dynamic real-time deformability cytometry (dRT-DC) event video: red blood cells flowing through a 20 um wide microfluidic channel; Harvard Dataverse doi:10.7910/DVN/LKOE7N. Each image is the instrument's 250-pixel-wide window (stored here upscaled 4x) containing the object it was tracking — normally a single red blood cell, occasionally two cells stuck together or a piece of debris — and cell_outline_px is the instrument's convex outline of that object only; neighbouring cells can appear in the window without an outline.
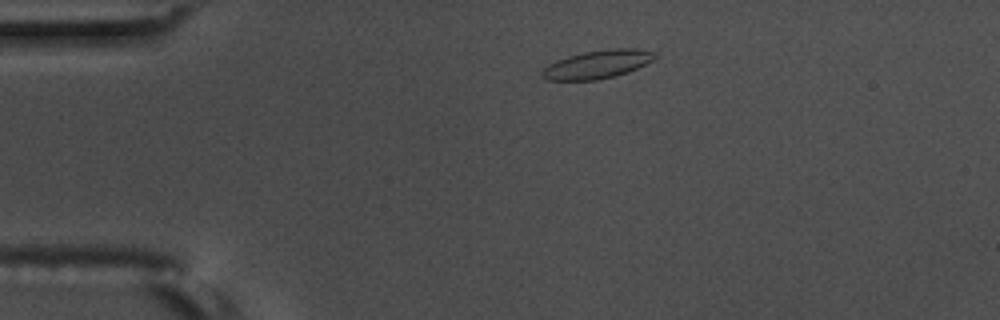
{"species": "common noctule bat (a hibernating species)", "species_latin": "Nyctalus noctula", "temperature_condition": "warm", "stored_images_in_passage": 47, "camera_frame_rate_fps": 3000, "um_per_image_px": 0.085, "animal": {"sex": "male", "body_mass_g": 17.5, "forearm_length_mm": 52.3}, "frame": {"image": 1, "passage_image": 1, "time_ms": 0.0, "image_size_px": [1000, 320], "cell_outline_px": [[656, 56], [652, 60], [628, 72], [616, 76], [596, 80], [544, 80], [540, 76], [540, 72], [548, 64], [556, 60], [568, 56], [584, 52], [612, 48], [636, 48], [656, 52]], "centroid_in_image_um": [50.74, 5.47], "position_along_channel_um": 34.3, "area_um2": 18.67}}
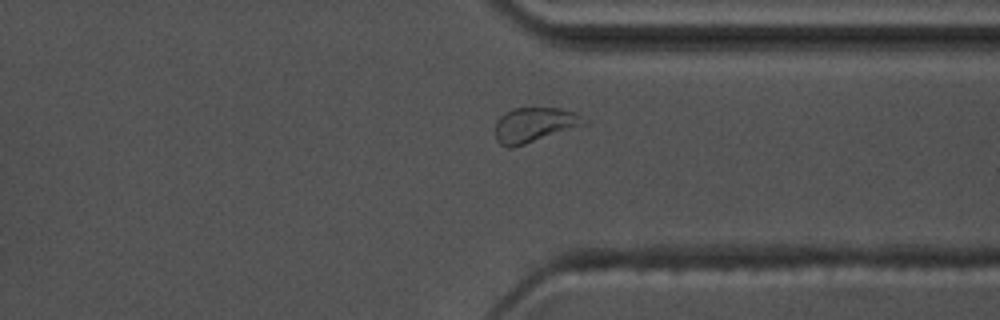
{"frame": {"image": 2, "passage_image": 33, "time_ms": 10.667, "image_size_px": [1000, 320], "cell_outline_px": [[588, 124], [512, 148], [508, 148], [500, 144], [496, 140], [496, 120], [504, 112], [512, 108], [560, 108], [576, 112], [588, 120]], "centroid_in_image_um": [45.44, 10.6], "position_along_channel_um": 366.0, "area_um2": 18.21}}
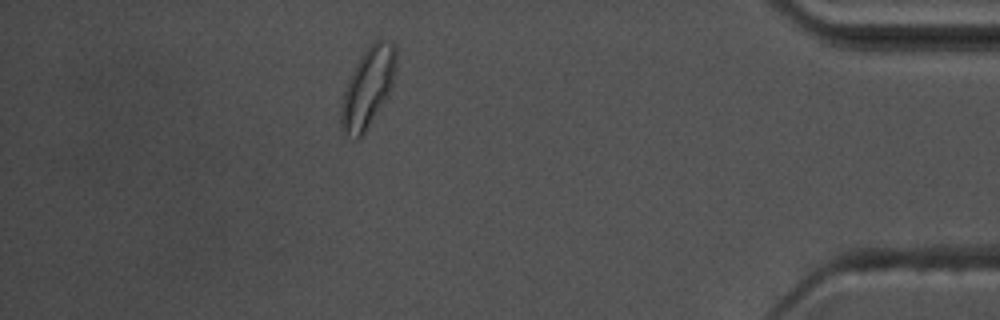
{"frame": {"image": 3, "passage_image": 40, "time_ms": 13.0, "image_size_px": [1000, 320], "cell_outline_px": [[396, 68], [392, 84], [388, 96], [360, 140], [356, 140], [344, 136], [340, 128], [340, 108], [344, 92], [348, 80], [360, 56], [376, 40], [380, 40], [392, 44], [396, 48]], "centroid_in_image_um": [31.24, 7.54], "position_along_channel_um": 404.0, "area_um2": 25.55}, "authors_computed_cell_mechanics": {"area_um2": 17.9758, "velocity_mm_per_s": 3.5353, "shape_relaxation_time_tau1_ms": 5.3661, "shape_relaxation_time_tau2_ms": 1.532, "deformation_change_tau1": 0.1613, "deformation_change_tau2": 0.0705}}